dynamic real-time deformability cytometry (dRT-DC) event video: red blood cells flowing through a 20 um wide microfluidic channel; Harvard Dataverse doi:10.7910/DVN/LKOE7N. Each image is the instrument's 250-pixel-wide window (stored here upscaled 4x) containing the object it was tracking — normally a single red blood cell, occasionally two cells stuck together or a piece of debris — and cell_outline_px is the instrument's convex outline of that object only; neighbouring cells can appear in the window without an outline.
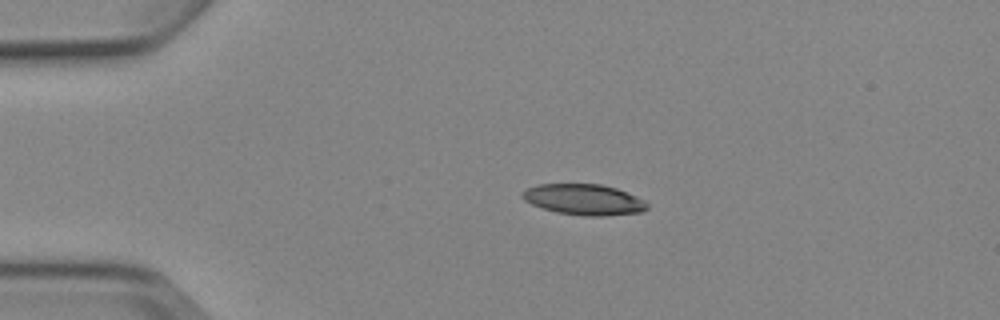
{"species": "Egyptian fruit bat (a non-hibernating species)", "species_latin": "Rousettus aegyptiacus", "temperature_condition": "cold", "stored_images_in_passage": 3, "camera_frame_rate_fps": 3000, "um_per_image_px": 0.085, "animal": {"sex": "female"}, "frame": {"image": 1, "passage_image": 2, "time_ms": 1.0, "image_size_px": [1000, 320], "cell_outline_px": [[648, 208], [640, 212], [604, 216], [584, 216], [556, 212], [532, 204], [524, 200], [520, 196], [520, 192], [536, 184], [600, 184], [616, 188], [636, 196], [644, 200], [648, 204]], "centroid_in_image_um": [49.61, 16.96], "position_along_channel_um": 35.4, "area_um2": 22.43}}